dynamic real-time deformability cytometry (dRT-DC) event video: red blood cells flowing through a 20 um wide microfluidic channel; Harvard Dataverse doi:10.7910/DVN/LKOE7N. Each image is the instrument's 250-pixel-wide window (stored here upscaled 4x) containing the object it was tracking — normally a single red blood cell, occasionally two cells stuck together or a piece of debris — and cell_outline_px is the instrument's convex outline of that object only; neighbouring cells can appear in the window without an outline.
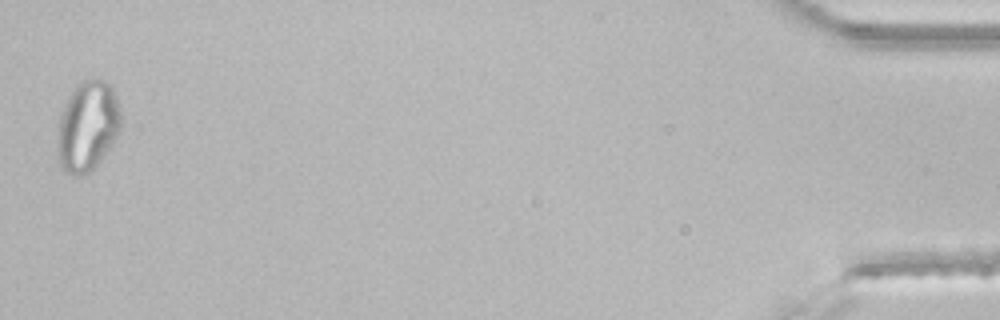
{"species": "common noctule bat (a hibernating species)", "species_latin": "Nyctalus noctula", "temperature_condition": "room temperature", "stored_images_in_passage": 46, "segment_of_instrument_passage": [2, 2], "camera_frame_rate_fps": 3000, "um_per_image_px": 0.085, "animal": {"sex": "male", "body_mass_g": 21.5, "forearm_length_mm": 52.0}, "frame": {"image": 1, "passage_image": 46, "time_ms": 15.0, "image_size_px": [1000, 320], "cell_outline_px": [[120, 132], [112, 144], [92, 172], [80, 176], [76, 176], [68, 172], [60, 164], [60, 116], [64, 104], [76, 84], [80, 80], [92, 76], [104, 80], [112, 88], [116, 96], [120, 108]], "centroid_in_image_um": [7.5, 10.67], "position_along_channel_um": 427.7, "area_um2": 33.06}}